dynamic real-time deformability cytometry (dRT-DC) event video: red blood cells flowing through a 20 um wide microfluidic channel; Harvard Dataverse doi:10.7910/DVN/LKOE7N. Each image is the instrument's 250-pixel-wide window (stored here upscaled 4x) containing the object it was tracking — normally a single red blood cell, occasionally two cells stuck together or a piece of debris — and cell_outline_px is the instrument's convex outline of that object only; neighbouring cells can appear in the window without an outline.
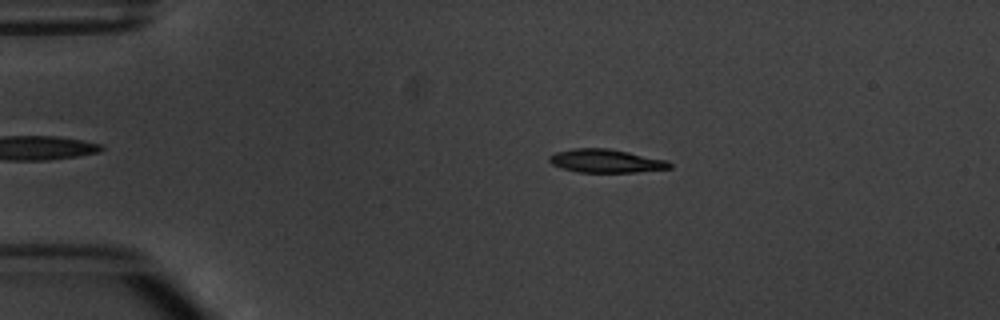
{"species": "common noctule bat (a hibernating species)", "species_latin": "Nyctalus noctula", "temperature_condition": "warm", "stored_images_in_passage": 6, "camera_frame_rate_fps": 3000, "um_per_image_px": 0.085, "animal": {"sex": "male", "body_mass_g": 20.1, "forearm_length_mm": 53.5}, "frame": {"image": 1, "passage_image": 3, "time_ms": 2.333, "image_size_px": [1000, 320], "cell_outline_px": [[672, 168], [636, 172], [580, 172], [560, 168], [552, 164], [548, 160], [548, 156], [556, 152], [572, 148], [608, 148], [668, 160], [672, 164]], "centroid_in_image_um": [51.49, 13.68], "position_along_channel_um": 33.5, "area_um2": 16.47}}
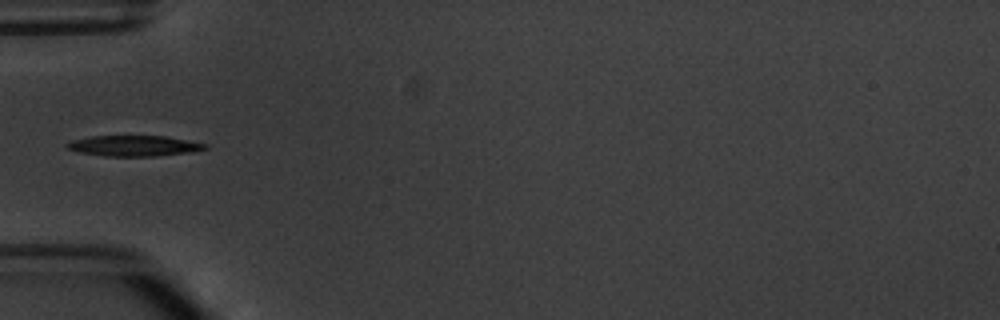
{"frame": {"image": 2, "passage_image": 5, "time_ms": 4.667, "image_size_px": [1000, 320], "cell_outline_px": [[208, 148], [192, 152], [156, 156], [104, 156], [80, 152], [68, 148], [64, 144], [72, 140], [92, 136], [164, 136], [208, 144]], "centroid_in_image_um": [11.4, 12.39], "position_along_channel_um": 73.6, "area_um2": 16.53}}